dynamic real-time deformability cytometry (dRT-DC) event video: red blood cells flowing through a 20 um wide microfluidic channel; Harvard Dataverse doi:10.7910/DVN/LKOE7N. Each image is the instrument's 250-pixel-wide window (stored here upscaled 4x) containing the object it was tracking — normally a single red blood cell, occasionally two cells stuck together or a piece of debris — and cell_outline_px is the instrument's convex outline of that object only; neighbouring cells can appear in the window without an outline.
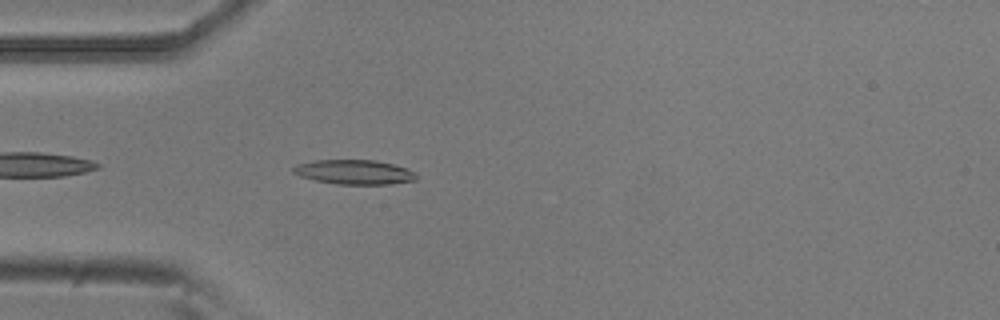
{"species": "common noctule bat (a hibernating species)", "species_latin": "Nyctalus noctula", "temperature_condition": "room temperature", "stored_images_in_passage": 41, "camera_frame_rate_fps": 3000, "um_per_image_px": 0.085, "animal": {"sex": "male", "body_mass_g": 20.5, "forearm_length_mm": 52.5}, "frame": {"image": 1, "passage_image": 3, "time_ms": 0.667, "image_size_px": [1000, 320], "cell_outline_px": [[416, 180], [392, 184], [336, 184], [316, 180], [300, 176], [292, 172], [292, 168], [296, 164], [316, 160], [376, 160], [392, 164], [416, 172]], "centroid_in_image_um": [30.1, 14.62], "position_along_channel_um": 54.9, "area_um2": 17.51}}
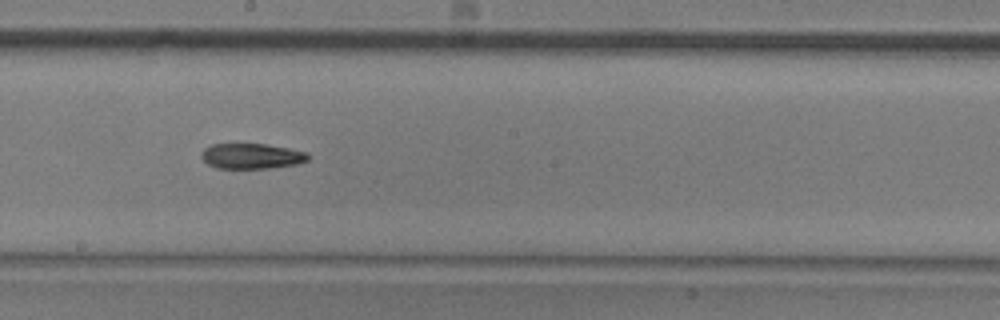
{"frame": {"image": 2, "passage_image": 17, "time_ms": 5.333, "image_size_px": [1000, 320], "cell_outline_px": [[308, 160], [296, 164], [268, 168], [216, 168], [208, 164], [200, 156], [200, 152], [204, 148], [212, 144], [264, 144], [288, 148], [308, 152]], "centroid_in_image_um": [21.35, 13.26], "position_along_channel_um": 226.8, "area_um2": 15.72}}
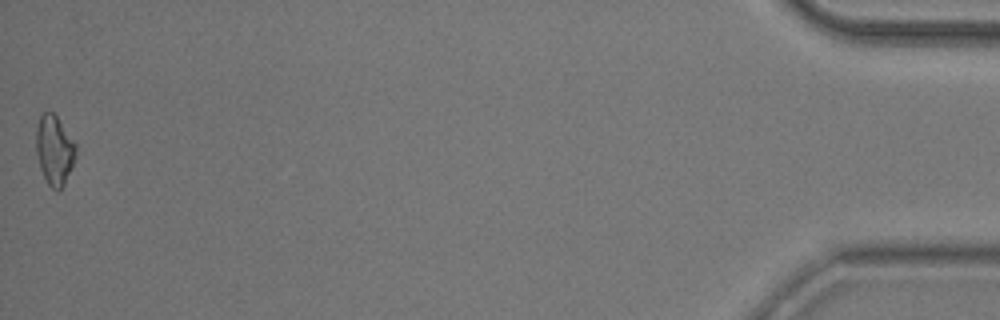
{"frame": {"image": 3, "passage_image": 41, "time_ms": 13.333, "image_size_px": [1000, 320], "cell_outline_px": [[76, 152], [72, 168], [64, 184], [56, 192], [48, 184], [40, 168], [36, 152], [36, 128], [40, 116], [44, 112], [52, 112], [56, 116], [76, 144]], "centroid_in_image_um": [4.62, 12.77], "position_along_channel_um": 430.6, "area_um2": 15.95}}